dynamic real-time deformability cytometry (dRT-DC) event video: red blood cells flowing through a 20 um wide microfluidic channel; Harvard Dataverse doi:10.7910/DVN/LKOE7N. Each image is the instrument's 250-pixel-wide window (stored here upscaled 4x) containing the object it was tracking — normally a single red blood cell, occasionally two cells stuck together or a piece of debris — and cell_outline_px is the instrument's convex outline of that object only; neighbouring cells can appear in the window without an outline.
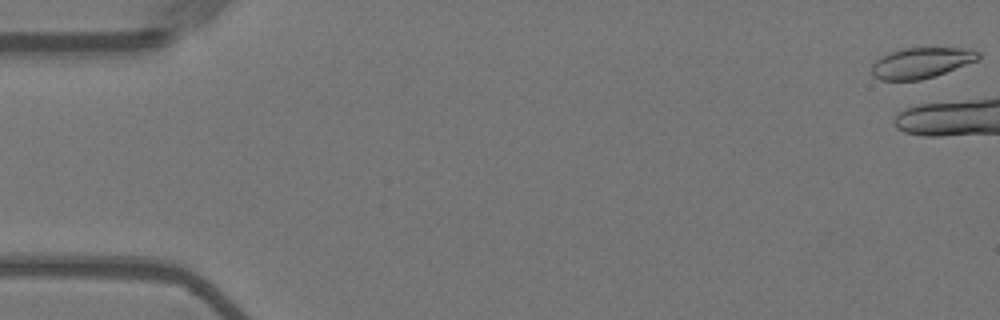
{"species": "Egyptian fruit bat (a non-hibernating species)", "species_latin": "Rousettus aegyptiacus", "temperature_condition": "warm", "stored_images_in_passage": 6, "camera_frame_rate_fps": 3000, "um_per_image_px": 0.085, "animal": {"sex": "female"}, "frame": {"image": 1, "passage_image": 1, "time_ms": 0.0, "image_size_px": [1000, 320], "cell_outline_px": [[980, 56], [976, 60], [936, 76], [920, 80], [880, 80], [872, 76], [872, 64], [880, 56], [904, 48], [972, 48], [980, 52]], "centroid_in_image_um": [78.3, 5.34], "position_along_channel_um": 6.7, "area_um2": 19.02}}